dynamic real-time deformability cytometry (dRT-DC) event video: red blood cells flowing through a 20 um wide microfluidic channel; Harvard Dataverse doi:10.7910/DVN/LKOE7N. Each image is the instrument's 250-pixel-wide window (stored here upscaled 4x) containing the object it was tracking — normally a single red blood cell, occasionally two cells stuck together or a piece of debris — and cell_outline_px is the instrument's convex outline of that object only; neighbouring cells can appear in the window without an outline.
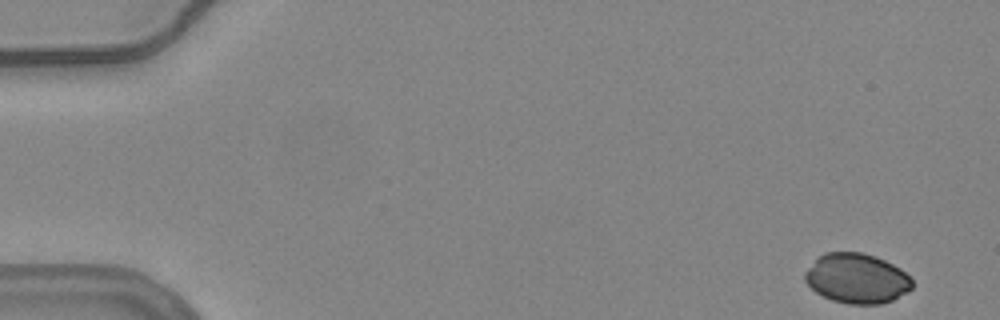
{"species": "common noctule bat (a hibernating species)", "species_latin": "Nyctalus noctula", "temperature_condition": "warm", "stored_images_in_passage": 16, "camera_frame_rate_fps": 3000, "um_per_image_px": 0.085, "animal": {"sex": "female", "body_mass_g": 24.6, "forearm_length_mm": 56.2}, "frame": {"image": 1, "passage_image": 1, "time_ms": 0.0, "image_size_px": [1000, 320], "cell_outline_px": [[912, 288], [908, 292], [892, 300], [880, 304], [848, 304], [832, 300], [816, 292], [804, 280], [804, 272], [824, 252], [860, 252], [876, 256], [900, 268], [912, 280]], "centroid_in_image_um": [72.83, 23.67], "position_along_channel_um": 12.2, "area_um2": 31.04}}